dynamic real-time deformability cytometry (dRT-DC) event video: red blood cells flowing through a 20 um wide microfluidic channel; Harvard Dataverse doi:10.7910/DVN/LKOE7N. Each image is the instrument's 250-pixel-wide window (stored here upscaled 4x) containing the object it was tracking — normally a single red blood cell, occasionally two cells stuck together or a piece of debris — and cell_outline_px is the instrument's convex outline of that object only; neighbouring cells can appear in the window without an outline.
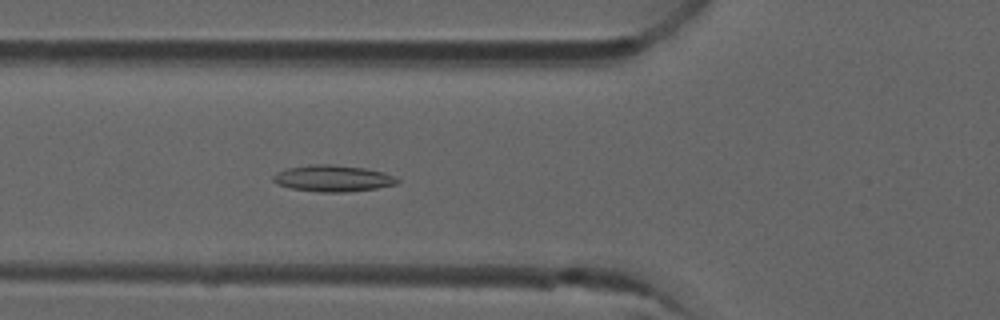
{"species": "common noctule bat (a hibernating species)", "species_latin": "Nyctalus noctula", "temperature_condition": "room temperature", "stored_images_in_passage": 4, "camera_frame_rate_fps": 3000, "um_per_image_px": 0.085, "animal": {"sex": "male", "forearm_length_mm": 52.5}, "frame": {"image": 1, "passage_image": 4, "time_ms": 1.0, "image_size_px": [1000, 320], "cell_outline_px": [[400, 180], [396, 184], [376, 188], [344, 192], [320, 192], [292, 188], [276, 184], [272, 180], [272, 176], [276, 172], [288, 168], [308, 164], [332, 164], [364, 168], [384, 172], [396, 176]], "centroid_in_image_um": [28.28, 15.15], "position_along_channel_um": 97.5, "area_um2": 19.19}}